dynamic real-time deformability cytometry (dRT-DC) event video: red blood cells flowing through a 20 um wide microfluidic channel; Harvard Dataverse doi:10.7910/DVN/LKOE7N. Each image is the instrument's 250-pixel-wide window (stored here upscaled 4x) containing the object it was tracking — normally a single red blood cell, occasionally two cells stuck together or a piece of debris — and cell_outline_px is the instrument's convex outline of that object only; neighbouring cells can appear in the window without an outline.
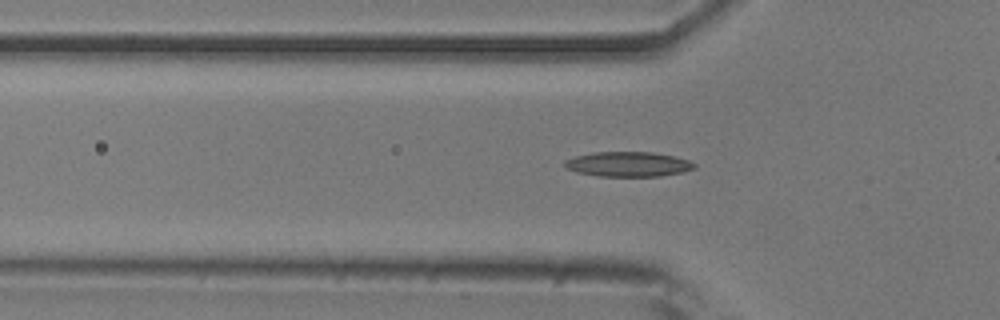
{"species": "common noctule bat (a hibernating species)", "species_latin": "Nyctalus noctula", "temperature_condition": "room temperature", "stored_images_in_passage": 38, "camera_frame_rate_fps": 3000, "um_per_image_px": 0.085, "animal": {"sex": "male", "body_mass_g": 20.5, "forearm_length_mm": 52.5}, "frame": {"image": 1, "passage_image": 12, "time_ms": 3.667, "image_size_px": [1000, 320], "cell_outline_px": [[696, 168], [684, 172], [660, 176], [600, 176], [576, 172], [564, 168], [564, 160], [576, 156], [592, 152], [652, 152], [676, 156], [688, 160], [696, 164]], "centroid_in_image_um": [53.4, 13.95], "position_along_channel_um": 72.4, "area_um2": 18.96}}
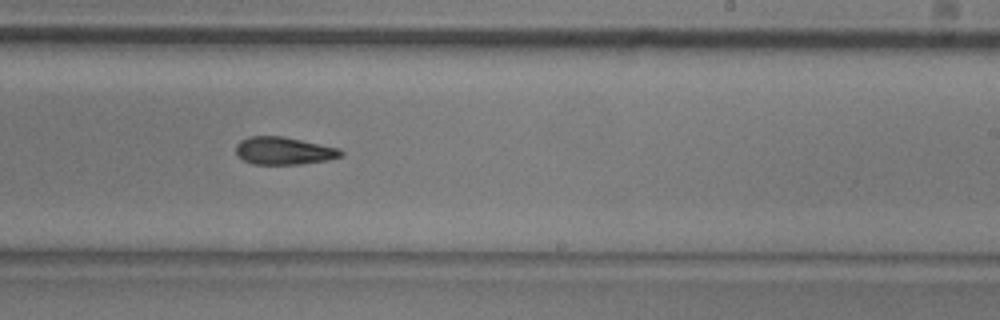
{"frame": {"image": 2, "passage_image": 27, "time_ms": 8.667, "image_size_px": [1000, 320], "cell_outline_px": [[344, 156], [328, 160], [300, 164], [252, 164], [236, 156], [236, 144], [240, 140], [248, 136], [284, 136], [340, 148], [344, 152]], "centroid_in_image_um": [24.13, 12.81], "position_along_channel_um": 264.9, "area_um2": 17.17}}
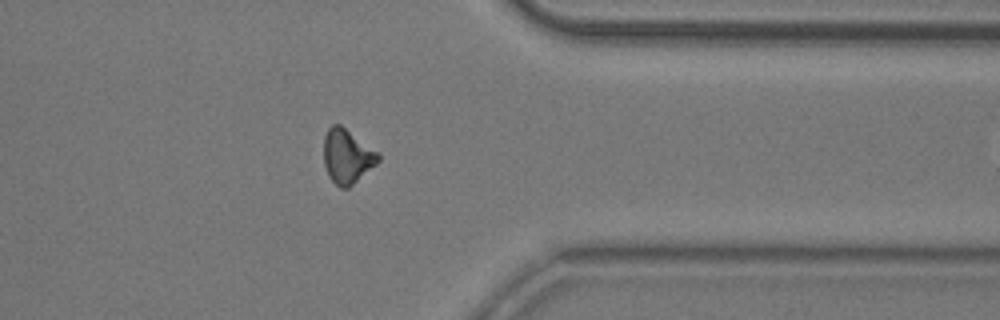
{"frame": {"image": 3, "passage_image": 37, "time_ms": 12.0, "image_size_px": [1000, 320], "cell_outline_px": [[380, 160], [376, 164], [348, 188], [340, 188], [328, 176], [324, 164], [324, 136], [328, 128], [332, 124], [340, 124], [380, 152]], "centroid_in_image_um": [29.51, 13.26], "position_along_channel_um": 381.9, "area_um2": 17.34}}